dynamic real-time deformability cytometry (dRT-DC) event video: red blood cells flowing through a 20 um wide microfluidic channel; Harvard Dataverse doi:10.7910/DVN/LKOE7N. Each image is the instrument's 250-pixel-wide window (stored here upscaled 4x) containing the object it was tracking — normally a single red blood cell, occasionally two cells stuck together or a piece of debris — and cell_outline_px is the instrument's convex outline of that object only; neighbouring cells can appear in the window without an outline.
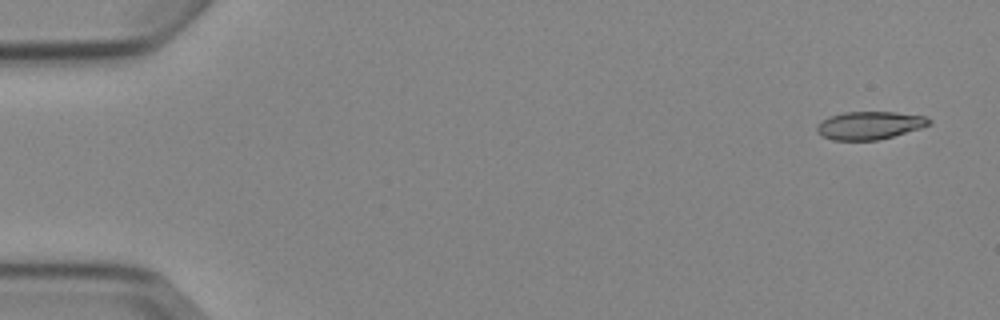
{"species": "Egyptian fruit bat (a non-hibernating species)", "species_latin": "Rousettus aegyptiacus", "temperature_condition": "cold", "stored_images_in_passage": 5, "camera_frame_rate_fps": 3000, "um_per_image_px": 0.085, "animal": {"sex": "female"}, "frame": {"image": 1, "passage_image": 1, "time_ms": 0.0, "image_size_px": [1000, 320], "cell_outline_px": [[932, 124], [920, 128], [892, 136], [876, 140], [832, 140], [820, 136], [816, 132], [816, 124], [828, 116], [844, 112], [896, 112], [924, 116], [932, 120]], "centroid_in_image_um": [73.86, 10.65], "position_along_channel_um": 11.1, "area_um2": 18.38}}